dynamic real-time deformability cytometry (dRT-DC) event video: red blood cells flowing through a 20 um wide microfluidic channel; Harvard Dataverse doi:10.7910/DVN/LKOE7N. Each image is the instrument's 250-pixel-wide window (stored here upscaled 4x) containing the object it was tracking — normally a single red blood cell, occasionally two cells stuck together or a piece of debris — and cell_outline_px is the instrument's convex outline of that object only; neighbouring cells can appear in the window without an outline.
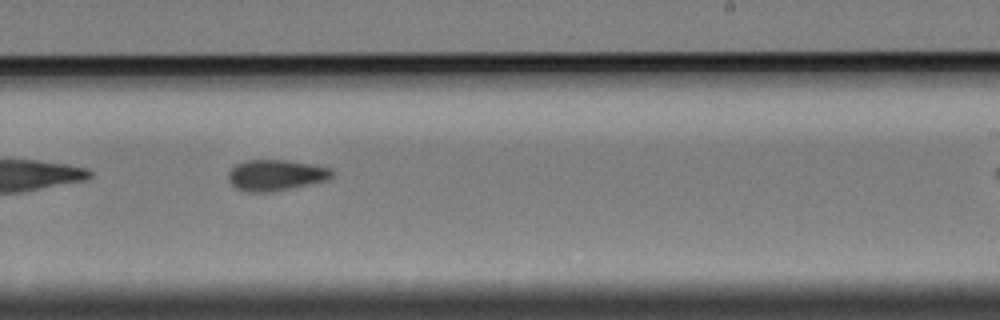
{"species": "Egyptian fruit bat (a non-hibernating species)", "species_latin": "Rousettus aegyptiacus", "temperature_condition": "cold", "stored_images_in_passage": 30, "camera_frame_rate_fps": 3000, "um_per_image_px": 0.085, "animal": {"sex": "female"}, "frame": {"image": 1, "passage_image": 18, "time_ms": 5.667, "image_size_px": [1000, 320], "cell_outline_px": [[332, 176], [328, 180], [292, 188], [272, 192], [248, 192], [236, 188], [228, 180], [228, 172], [236, 164], [244, 160], [288, 160], [312, 164], [328, 168], [332, 172]], "centroid_in_image_um": [23.41, 14.89], "position_along_channel_um": 265.6, "area_um2": 18.73}}
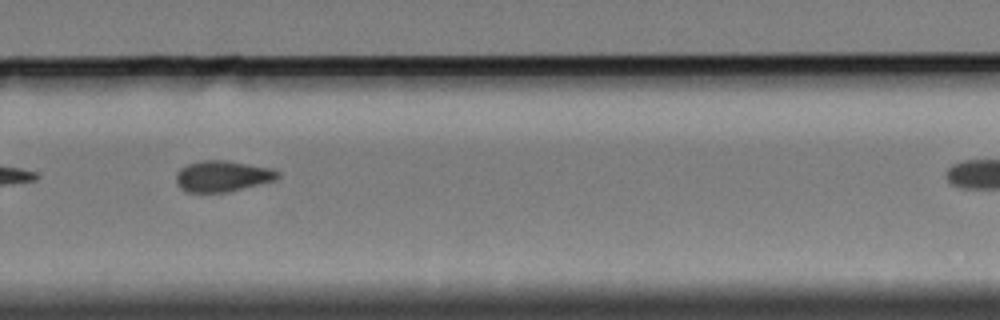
{"frame": {"image": 2, "passage_image": 22, "time_ms": 7.0, "image_size_px": [1000, 320], "cell_outline_px": [[280, 176], [272, 180], [224, 192], [188, 192], [180, 188], [176, 180], [176, 172], [180, 168], [188, 164], [200, 160], [224, 160], [272, 168], [280, 172]], "centroid_in_image_um": [18.86, 14.95], "position_along_channel_um": 310.9, "area_um2": 18.03}}